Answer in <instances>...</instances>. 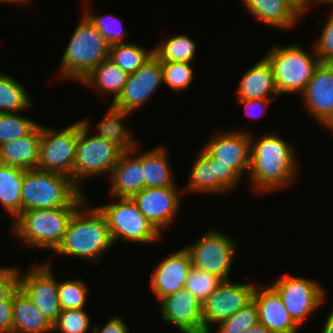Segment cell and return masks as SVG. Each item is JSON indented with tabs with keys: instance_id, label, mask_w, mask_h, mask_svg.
Segmentation results:
<instances>
[{
	"instance_id": "1f68e13d",
	"label": "cell",
	"mask_w": 333,
	"mask_h": 333,
	"mask_svg": "<svg viewBox=\"0 0 333 333\" xmlns=\"http://www.w3.org/2000/svg\"><path fill=\"white\" fill-rule=\"evenodd\" d=\"M196 42L188 34L168 37L153 47V54L161 62H193Z\"/></svg>"
},
{
	"instance_id": "e575fe53",
	"label": "cell",
	"mask_w": 333,
	"mask_h": 333,
	"mask_svg": "<svg viewBox=\"0 0 333 333\" xmlns=\"http://www.w3.org/2000/svg\"><path fill=\"white\" fill-rule=\"evenodd\" d=\"M80 279L58 281L59 303L62 310L84 309L88 301V287Z\"/></svg>"
},
{
	"instance_id": "f546056e",
	"label": "cell",
	"mask_w": 333,
	"mask_h": 333,
	"mask_svg": "<svg viewBox=\"0 0 333 333\" xmlns=\"http://www.w3.org/2000/svg\"><path fill=\"white\" fill-rule=\"evenodd\" d=\"M189 182L182 189L190 193H217L218 178L215 175L214 159H211L202 149L198 151L195 161L192 164Z\"/></svg>"
},
{
	"instance_id": "5b68a950",
	"label": "cell",
	"mask_w": 333,
	"mask_h": 333,
	"mask_svg": "<svg viewBox=\"0 0 333 333\" xmlns=\"http://www.w3.org/2000/svg\"><path fill=\"white\" fill-rule=\"evenodd\" d=\"M79 207H60L22 211L13 220L14 237L29 248L55 252L63 241L68 223Z\"/></svg>"
},
{
	"instance_id": "8d00e7d4",
	"label": "cell",
	"mask_w": 333,
	"mask_h": 333,
	"mask_svg": "<svg viewBox=\"0 0 333 333\" xmlns=\"http://www.w3.org/2000/svg\"><path fill=\"white\" fill-rule=\"evenodd\" d=\"M221 282L222 280L217 276L192 266L186 278L185 288L203 303Z\"/></svg>"
},
{
	"instance_id": "7bdbcfd3",
	"label": "cell",
	"mask_w": 333,
	"mask_h": 333,
	"mask_svg": "<svg viewBox=\"0 0 333 333\" xmlns=\"http://www.w3.org/2000/svg\"><path fill=\"white\" fill-rule=\"evenodd\" d=\"M214 170L218 178V194L235 190L234 188L239 185V181L242 179L230 165L216 163V159H214Z\"/></svg>"
},
{
	"instance_id": "277c9868",
	"label": "cell",
	"mask_w": 333,
	"mask_h": 333,
	"mask_svg": "<svg viewBox=\"0 0 333 333\" xmlns=\"http://www.w3.org/2000/svg\"><path fill=\"white\" fill-rule=\"evenodd\" d=\"M108 42L83 13L69 40L59 68L60 79L81 81L109 55Z\"/></svg>"
},
{
	"instance_id": "d6986e66",
	"label": "cell",
	"mask_w": 333,
	"mask_h": 333,
	"mask_svg": "<svg viewBox=\"0 0 333 333\" xmlns=\"http://www.w3.org/2000/svg\"><path fill=\"white\" fill-rule=\"evenodd\" d=\"M191 258L184 248L172 253L156 265L150 283V289L156 300L185 288V282L190 268Z\"/></svg>"
},
{
	"instance_id": "d590c367",
	"label": "cell",
	"mask_w": 333,
	"mask_h": 333,
	"mask_svg": "<svg viewBox=\"0 0 333 333\" xmlns=\"http://www.w3.org/2000/svg\"><path fill=\"white\" fill-rule=\"evenodd\" d=\"M258 322V309L254 301H252L230 318L216 323L215 333H243Z\"/></svg>"
},
{
	"instance_id": "8992f818",
	"label": "cell",
	"mask_w": 333,
	"mask_h": 333,
	"mask_svg": "<svg viewBox=\"0 0 333 333\" xmlns=\"http://www.w3.org/2000/svg\"><path fill=\"white\" fill-rule=\"evenodd\" d=\"M299 44L271 48L264 58L272 67L278 93L301 95L320 63L314 47L311 53ZM313 53V54H312ZM312 54V55H311Z\"/></svg>"
},
{
	"instance_id": "ffe728a7",
	"label": "cell",
	"mask_w": 333,
	"mask_h": 333,
	"mask_svg": "<svg viewBox=\"0 0 333 333\" xmlns=\"http://www.w3.org/2000/svg\"><path fill=\"white\" fill-rule=\"evenodd\" d=\"M137 150L136 146L130 151L121 153L108 178L111 181L110 198H132L145 188L143 152L137 153Z\"/></svg>"
},
{
	"instance_id": "30bf717a",
	"label": "cell",
	"mask_w": 333,
	"mask_h": 333,
	"mask_svg": "<svg viewBox=\"0 0 333 333\" xmlns=\"http://www.w3.org/2000/svg\"><path fill=\"white\" fill-rule=\"evenodd\" d=\"M42 125L37 169L65 175L73 180L79 138V120L60 131Z\"/></svg>"
},
{
	"instance_id": "4316f807",
	"label": "cell",
	"mask_w": 333,
	"mask_h": 333,
	"mask_svg": "<svg viewBox=\"0 0 333 333\" xmlns=\"http://www.w3.org/2000/svg\"><path fill=\"white\" fill-rule=\"evenodd\" d=\"M128 74L117 66L110 58L103 60L80 84L90 87L103 95H113V100L121 93L126 84ZM109 93V94H108ZM112 93V94H111Z\"/></svg>"
},
{
	"instance_id": "7402d4cb",
	"label": "cell",
	"mask_w": 333,
	"mask_h": 333,
	"mask_svg": "<svg viewBox=\"0 0 333 333\" xmlns=\"http://www.w3.org/2000/svg\"><path fill=\"white\" fill-rule=\"evenodd\" d=\"M253 18L267 26L290 30L303 12L290 0H240Z\"/></svg>"
},
{
	"instance_id": "44dd1931",
	"label": "cell",
	"mask_w": 333,
	"mask_h": 333,
	"mask_svg": "<svg viewBox=\"0 0 333 333\" xmlns=\"http://www.w3.org/2000/svg\"><path fill=\"white\" fill-rule=\"evenodd\" d=\"M253 301L258 309L259 323L271 333H298L299 326L290 317L279 294L269 285L257 284Z\"/></svg>"
},
{
	"instance_id": "d6a6232c",
	"label": "cell",
	"mask_w": 333,
	"mask_h": 333,
	"mask_svg": "<svg viewBox=\"0 0 333 333\" xmlns=\"http://www.w3.org/2000/svg\"><path fill=\"white\" fill-rule=\"evenodd\" d=\"M153 54V48L150 50L136 43H118L110 45V58L125 73L132 74L139 69Z\"/></svg>"
},
{
	"instance_id": "816d5d0a",
	"label": "cell",
	"mask_w": 333,
	"mask_h": 333,
	"mask_svg": "<svg viewBox=\"0 0 333 333\" xmlns=\"http://www.w3.org/2000/svg\"><path fill=\"white\" fill-rule=\"evenodd\" d=\"M30 1H31V0H0L1 3H3V2H4V3H6V2L8 3V2H9L10 4H11V3H12V4L15 3V4H17L18 6H22V5H24V4H25V5L30 4V3H31ZM28 2H29V3H28ZM20 4H21V5H20Z\"/></svg>"
},
{
	"instance_id": "d4e9b609",
	"label": "cell",
	"mask_w": 333,
	"mask_h": 333,
	"mask_svg": "<svg viewBox=\"0 0 333 333\" xmlns=\"http://www.w3.org/2000/svg\"><path fill=\"white\" fill-rule=\"evenodd\" d=\"M53 325L18 288L13 293L12 333H51Z\"/></svg>"
},
{
	"instance_id": "2e32d148",
	"label": "cell",
	"mask_w": 333,
	"mask_h": 333,
	"mask_svg": "<svg viewBox=\"0 0 333 333\" xmlns=\"http://www.w3.org/2000/svg\"><path fill=\"white\" fill-rule=\"evenodd\" d=\"M176 186L144 188L132 199L137 204L144 217L151 222L155 228L162 231L168 228L179 212L181 196Z\"/></svg>"
},
{
	"instance_id": "bcb514c9",
	"label": "cell",
	"mask_w": 333,
	"mask_h": 333,
	"mask_svg": "<svg viewBox=\"0 0 333 333\" xmlns=\"http://www.w3.org/2000/svg\"><path fill=\"white\" fill-rule=\"evenodd\" d=\"M13 301L0 302V333H12Z\"/></svg>"
},
{
	"instance_id": "603a6c76",
	"label": "cell",
	"mask_w": 333,
	"mask_h": 333,
	"mask_svg": "<svg viewBox=\"0 0 333 333\" xmlns=\"http://www.w3.org/2000/svg\"><path fill=\"white\" fill-rule=\"evenodd\" d=\"M42 125L30 134L10 140L0 146V163L24 170L37 169L39 162Z\"/></svg>"
},
{
	"instance_id": "ab89813d",
	"label": "cell",
	"mask_w": 333,
	"mask_h": 333,
	"mask_svg": "<svg viewBox=\"0 0 333 333\" xmlns=\"http://www.w3.org/2000/svg\"><path fill=\"white\" fill-rule=\"evenodd\" d=\"M89 326L90 319L84 309L62 310L53 324V332L87 333Z\"/></svg>"
},
{
	"instance_id": "f6af8a7d",
	"label": "cell",
	"mask_w": 333,
	"mask_h": 333,
	"mask_svg": "<svg viewBox=\"0 0 333 333\" xmlns=\"http://www.w3.org/2000/svg\"><path fill=\"white\" fill-rule=\"evenodd\" d=\"M92 329V333H129V328L122 316L116 315L112 316L103 327L94 325Z\"/></svg>"
},
{
	"instance_id": "f5cc1de1",
	"label": "cell",
	"mask_w": 333,
	"mask_h": 333,
	"mask_svg": "<svg viewBox=\"0 0 333 333\" xmlns=\"http://www.w3.org/2000/svg\"><path fill=\"white\" fill-rule=\"evenodd\" d=\"M315 4H328V5H332L333 4V0H315Z\"/></svg>"
},
{
	"instance_id": "b9f144b4",
	"label": "cell",
	"mask_w": 333,
	"mask_h": 333,
	"mask_svg": "<svg viewBox=\"0 0 333 333\" xmlns=\"http://www.w3.org/2000/svg\"><path fill=\"white\" fill-rule=\"evenodd\" d=\"M20 271L17 267L0 266V302L13 301V293L19 288Z\"/></svg>"
},
{
	"instance_id": "5bb4252c",
	"label": "cell",
	"mask_w": 333,
	"mask_h": 333,
	"mask_svg": "<svg viewBox=\"0 0 333 333\" xmlns=\"http://www.w3.org/2000/svg\"><path fill=\"white\" fill-rule=\"evenodd\" d=\"M163 84L162 62L152 54L134 73L129 74L121 93L111 105L119 110L135 112Z\"/></svg>"
},
{
	"instance_id": "c3c4849f",
	"label": "cell",
	"mask_w": 333,
	"mask_h": 333,
	"mask_svg": "<svg viewBox=\"0 0 333 333\" xmlns=\"http://www.w3.org/2000/svg\"><path fill=\"white\" fill-rule=\"evenodd\" d=\"M292 1L303 13L311 6H315V0H290Z\"/></svg>"
},
{
	"instance_id": "6da1fadb",
	"label": "cell",
	"mask_w": 333,
	"mask_h": 333,
	"mask_svg": "<svg viewBox=\"0 0 333 333\" xmlns=\"http://www.w3.org/2000/svg\"><path fill=\"white\" fill-rule=\"evenodd\" d=\"M252 136L248 174L251 190L270 193L294 183L299 167L294 146L274 133H265L256 140Z\"/></svg>"
},
{
	"instance_id": "7a4b0ae2",
	"label": "cell",
	"mask_w": 333,
	"mask_h": 333,
	"mask_svg": "<svg viewBox=\"0 0 333 333\" xmlns=\"http://www.w3.org/2000/svg\"><path fill=\"white\" fill-rule=\"evenodd\" d=\"M87 204L88 200L75 211L55 252L95 263L114 243L104 215Z\"/></svg>"
},
{
	"instance_id": "484cf974",
	"label": "cell",
	"mask_w": 333,
	"mask_h": 333,
	"mask_svg": "<svg viewBox=\"0 0 333 333\" xmlns=\"http://www.w3.org/2000/svg\"><path fill=\"white\" fill-rule=\"evenodd\" d=\"M130 114L131 112L116 109L111 105L102 121L96 125L99 131L94 135L113 144L121 152H127L139 146L136 140L133 139L131 131L123 123Z\"/></svg>"
},
{
	"instance_id": "74e56055",
	"label": "cell",
	"mask_w": 333,
	"mask_h": 333,
	"mask_svg": "<svg viewBox=\"0 0 333 333\" xmlns=\"http://www.w3.org/2000/svg\"><path fill=\"white\" fill-rule=\"evenodd\" d=\"M83 13L95 25L109 45L126 43V41H123L126 31L122 28L121 19L111 14L97 16L86 8H84Z\"/></svg>"
},
{
	"instance_id": "52a82bcc",
	"label": "cell",
	"mask_w": 333,
	"mask_h": 333,
	"mask_svg": "<svg viewBox=\"0 0 333 333\" xmlns=\"http://www.w3.org/2000/svg\"><path fill=\"white\" fill-rule=\"evenodd\" d=\"M89 119L79 120V138L73 168V182L81 189L84 179L97 175L109 177L117 164L121 151L105 139L89 136ZM108 175V176H107Z\"/></svg>"
},
{
	"instance_id": "f35d334b",
	"label": "cell",
	"mask_w": 333,
	"mask_h": 333,
	"mask_svg": "<svg viewBox=\"0 0 333 333\" xmlns=\"http://www.w3.org/2000/svg\"><path fill=\"white\" fill-rule=\"evenodd\" d=\"M189 62H162L163 84L181 91L192 83L194 71Z\"/></svg>"
},
{
	"instance_id": "60d3db41",
	"label": "cell",
	"mask_w": 333,
	"mask_h": 333,
	"mask_svg": "<svg viewBox=\"0 0 333 333\" xmlns=\"http://www.w3.org/2000/svg\"><path fill=\"white\" fill-rule=\"evenodd\" d=\"M314 45L313 47L320 63L333 64V9L318 38V42Z\"/></svg>"
},
{
	"instance_id": "836d02e7",
	"label": "cell",
	"mask_w": 333,
	"mask_h": 333,
	"mask_svg": "<svg viewBox=\"0 0 333 333\" xmlns=\"http://www.w3.org/2000/svg\"><path fill=\"white\" fill-rule=\"evenodd\" d=\"M38 122L18 113H0V146L10 140L25 137L37 126Z\"/></svg>"
},
{
	"instance_id": "cb8c5ba5",
	"label": "cell",
	"mask_w": 333,
	"mask_h": 333,
	"mask_svg": "<svg viewBox=\"0 0 333 333\" xmlns=\"http://www.w3.org/2000/svg\"><path fill=\"white\" fill-rule=\"evenodd\" d=\"M236 90L237 99H276L279 96L272 67L264 57L246 70Z\"/></svg>"
},
{
	"instance_id": "9c48e42d",
	"label": "cell",
	"mask_w": 333,
	"mask_h": 333,
	"mask_svg": "<svg viewBox=\"0 0 333 333\" xmlns=\"http://www.w3.org/2000/svg\"><path fill=\"white\" fill-rule=\"evenodd\" d=\"M198 240L185 246L194 268L217 276L222 281L229 280L234 259L237 256L236 240L224 232L207 230Z\"/></svg>"
},
{
	"instance_id": "4fadbf2b",
	"label": "cell",
	"mask_w": 333,
	"mask_h": 333,
	"mask_svg": "<svg viewBox=\"0 0 333 333\" xmlns=\"http://www.w3.org/2000/svg\"><path fill=\"white\" fill-rule=\"evenodd\" d=\"M256 284L222 281L202 303L203 333L211 332L216 323L230 318L253 301Z\"/></svg>"
},
{
	"instance_id": "ee69618b",
	"label": "cell",
	"mask_w": 333,
	"mask_h": 333,
	"mask_svg": "<svg viewBox=\"0 0 333 333\" xmlns=\"http://www.w3.org/2000/svg\"><path fill=\"white\" fill-rule=\"evenodd\" d=\"M275 99H237V102L243 104L246 114L251 118H258L268 110V105Z\"/></svg>"
},
{
	"instance_id": "ac0fdd59",
	"label": "cell",
	"mask_w": 333,
	"mask_h": 333,
	"mask_svg": "<svg viewBox=\"0 0 333 333\" xmlns=\"http://www.w3.org/2000/svg\"><path fill=\"white\" fill-rule=\"evenodd\" d=\"M301 97L310 116L322 125L333 113V64H318Z\"/></svg>"
},
{
	"instance_id": "7dc6e473",
	"label": "cell",
	"mask_w": 333,
	"mask_h": 333,
	"mask_svg": "<svg viewBox=\"0 0 333 333\" xmlns=\"http://www.w3.org/2000/svg\"><path fill=\"white\" fill-rule=\"evenodd\" d=\"M331 308V312L325 318L326 321L320 333H333V306Z\"/></svg>"
},
{
	"instance_id": "681fc988",
	"label": "cell",
	"mask_w": 333,
	"mask_h": 333,
	"mask_svg": "<svg viewBox=\"0 0 333 333\" xmlns=\"http://www.w3.org/2000/svg\"><path fill=\"white\" fill-rule=\"evenodd\" d=\"M243 333H271V332L261 323L258 322L256 325H253Z\"/></svg>"
},
{
	"instance_id": "f1b7e54d",
	"label": "cell",
	"mask_w": 333,
	"mask_h": 333,
	"mask_svg": "<svg viewBox=\"0 0 333 333\" xmlns=\"http://www.w3.org/2000/svg\"><path fill=\"white\" fill-rule=\"evenodd\" d=\"M23 178L24 169L0 163V204L14 220L22 213Z\"/></svg>"
},
{
	"instance_id": "4dcf8cb0",
	"label": "cell",
	"mask_w": 333,
	"mask_h": 333,
	"mask_svg": "<svg viewBox=\"0 0 333 333\" xmlns=\"http://www.w3.org/2000/svg\"><path fill=\"white\" fill-rule=\"evenodd\" d=\"M26 90L14 77L0 72V113L27 111L33 101Z\"/></svg>"
},
{
	"instance_id": "f907efd6",
	"label": "cell",
	"mask_w": 333,
	"mask_h": 333,
	"mask_svg": "<svg viewBox=\"0 0 333 333\" xmlns=\"http://www.w3.org/2000/svg\"><path fill=\"white\" fill-rule=\"evenodd\" d=\"M321 126H324L325 129H328L331 133H333V113Z\"/></svg>"
},
{
	"instance_id": "9a60e30c",
	"label": "cell",
	"mask_w": 333,
	"mask_h": 333,
	"mask_svg": "<svg viewBox=\"0 0 333 333\" xmlns=\"http://www.w3.org/2000/svg\"><path fill=\"white\" fill-rule=\"evenodd\" d=\"M241 130L216 131L201 149L216 163L230 165L243 178L250 170L251 133Z\"/></svg>"
},
{
	"instance_id": "ba28073f",
	"label": "cell",
	"mask_w": 333,
	"mask_h": 333,
	"mask_svg": "<svg viewBox=\"0 0 333 333\" xmlns=\"http://www.w3.org/2000/svg\"><path fill=\"white\" fill-rule=\"evenodd\" d=\"M117 202L97 206L104 215L113 243H152L161 233L149 222L132 198H114Z\"/></svg>"
},
{
	"instance_id": "3957f363",
	"label": "cell",
	"mask_w": 333,
	"mask_h": 333,
	"mask_svg": "<svg viewBox=\"0 0 333 333\" xmlns=\"http://www.w3.org/2000/svg\"><path fill=\"white\" fill-rule=\"evenodd\" d=\"M84 195L73 180L65 175L39 169L24 170L22 211L80 207L88 199Z\"/></svg>"
},
{
	"instance_id": "7c38bea8",
	"label": "cell",
	"mask_w": 333,
	"mask_h": 333,
	"mask_svg": "<svg viewBox=\"0 0 333 333\" xmlns=\"http://www.w3.org/2000/svg\"><path fill=\"white\" fill-rule=\"evenodd\" d=\"M51 259L39 265H32L25 273L20 272L19 288L53 325L62 309L59 303L58 280L50 265Z\"/></svg>"
},
{
	"instance_id": "e0dca14e",
	"label": "cell",
	"mask_w": 333,
	"mask_h": 333,
	"mask_svg": "<svg viewBox=\"0 0 333 333\" xmlns=\"http://www.w3.org/2000/svg\"><path fill=\"white\" fill-rule=\"evenodd\" d=\"M161 318L180 333H203L202 303L186 288L159 300Z\"/></svg>"
},
{
	"instance_id": "8fae6325",
	"label": "cell",
	"mask_w": 333,
	"mask_h": 333,
	"mask_svg": "<svg viewBox=\"0 0 333 333\" xmlns=\"http://www.w3.org/2000/svg\"><path fill=\"white\" fill-rule=\"evenodd\" d=\"M281 297L293 321L300 327L326 300V289L318 281L283 275L269 284Z\"/></svg>"
},
{
	"instance_id": "83f0119b",
	"label": "cell",
	"mask_w": 333,
	"mask_h": 333,
	"mask_svg": "<svg viewBox=\"0 0 333 333\" xmlns=\"http://www.w3.org/2000/svg\"><path fill=\"white\" fill-rule=\"evenodd\" d=\"M166 150L162 145L143 152L145 188L176 186Z\"/></svg>"
}]
</instances>
